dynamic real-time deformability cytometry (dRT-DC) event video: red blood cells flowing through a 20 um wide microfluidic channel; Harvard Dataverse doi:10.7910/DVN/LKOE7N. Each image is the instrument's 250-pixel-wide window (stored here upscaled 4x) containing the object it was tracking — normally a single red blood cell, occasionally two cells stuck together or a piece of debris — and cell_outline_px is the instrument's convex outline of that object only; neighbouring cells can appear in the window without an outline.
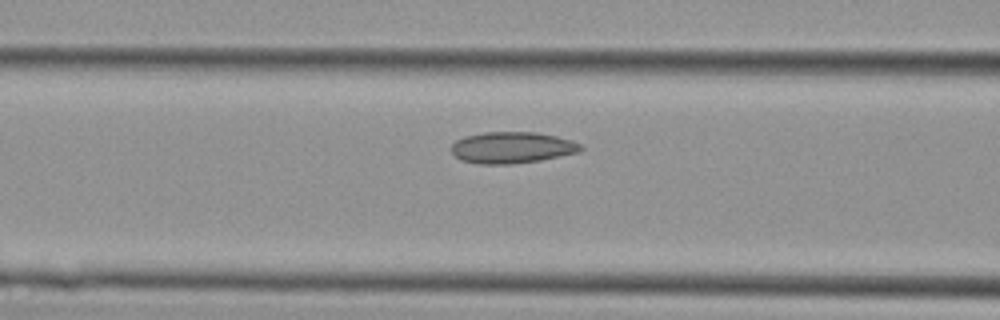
{"species": "Egyptian fruit bat (a non-hibernating species)", "species_latin": "Rousettus aegyptiacus", "temperature_condition": "cold", "stored_images_in_passage": 13, "camera_frame_rate_fps": 3000, "um_per_image_px": 0.085, "animal": {"sex": "female"}, "frame": {"image": 1, "passage_image": 11, "time_ms": 3.333, "image_size_px": [1000, 320], "cell_outline_px": [[584, 148], [580, 152], [540, 160], [512, 164], [480, 164], [460, 160], [452, 152], [452, 144], [456, 140], [464, 136], [484, 132], [536, 132], [556, 136], [572, 140], [580, 144]], "centroid_in_image_um": [43.53, 12.54], "position_along_channel_um": 123.1, "area_um2": 23.76}}